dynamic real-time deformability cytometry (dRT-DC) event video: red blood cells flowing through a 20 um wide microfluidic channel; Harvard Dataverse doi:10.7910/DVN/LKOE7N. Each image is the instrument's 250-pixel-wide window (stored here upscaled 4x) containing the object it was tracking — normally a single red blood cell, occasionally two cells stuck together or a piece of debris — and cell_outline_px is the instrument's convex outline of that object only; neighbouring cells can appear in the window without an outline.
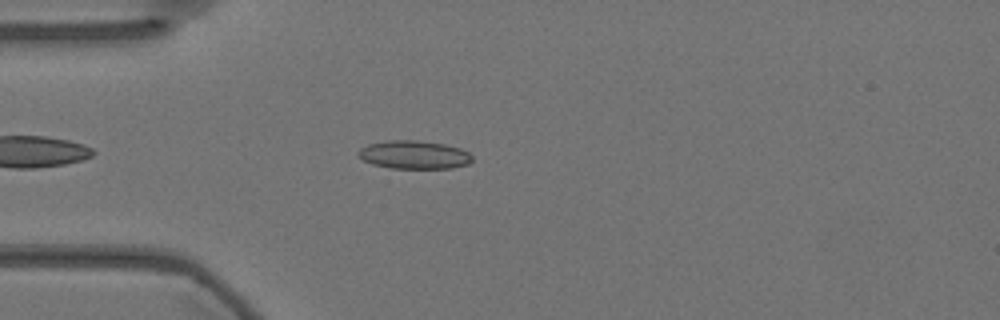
{"species": "Egyptian fruit bat (a non-hibernating species)", "species_latin": "Rousettus aegyptiacus", "temperature_condition": "warm", "stored_images_in_passage": 11, "camera_frame_rate_fps": 3000, "um_per_image_px": 0.085, "animal": {"sex": "female"}, "frame": {"image": 1, "passage_image": 7, "time_ms": 2.0, "image_size_px": [1000, 320], "cell_outline_px": [[472, 160], [468, 164], [452, 168], [392, 168], [372, 164], [364, 160], [356, 152], [360, 148], [368, 144], [388, 140], [416, 140], [444, 144], [460, 148], [468, 152], [472, 156]], "centroid_in_image_um": [35.19, 13.15], "position_along_channel_um": 49.8, "area_um2": 18.73}}